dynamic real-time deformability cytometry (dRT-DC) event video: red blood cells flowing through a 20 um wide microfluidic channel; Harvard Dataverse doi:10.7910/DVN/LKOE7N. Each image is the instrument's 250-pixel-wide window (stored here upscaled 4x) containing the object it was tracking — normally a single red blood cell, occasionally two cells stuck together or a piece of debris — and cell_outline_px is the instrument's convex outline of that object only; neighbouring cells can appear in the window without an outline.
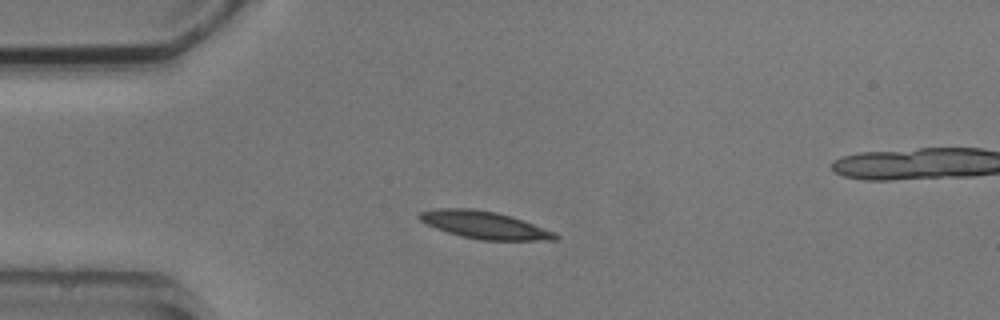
{"species": "common noctule bat (a hibernating species)", "species_latin": "Nyctalus noctula", "temperature_condition": "cold", "stored_images_in_passage": 4, "camera_frame_rate_fps": 3000, "um_per_image_px": 0.085, "animal": {"sex": "male", "body_mass_g": 20.5, "forearm_length_mm": 52.5}, "frame": {"image": 1, "passage_image": 2, "time_ms": 4.0, "image_size_px": [1000, 320], "cell_outline_px": [[560, 236], [556, 240], [480, 240], [448, 232], [436, 228], [420, 220], [416, 216], [420, 212], [436, 208], [472, 208], [496, 212], [512, 216], [556, 232]], "centroid_in_image_um": [41.2, 19.11], "position_along_channel_um": 43.8, "area_um2": 21.68}}